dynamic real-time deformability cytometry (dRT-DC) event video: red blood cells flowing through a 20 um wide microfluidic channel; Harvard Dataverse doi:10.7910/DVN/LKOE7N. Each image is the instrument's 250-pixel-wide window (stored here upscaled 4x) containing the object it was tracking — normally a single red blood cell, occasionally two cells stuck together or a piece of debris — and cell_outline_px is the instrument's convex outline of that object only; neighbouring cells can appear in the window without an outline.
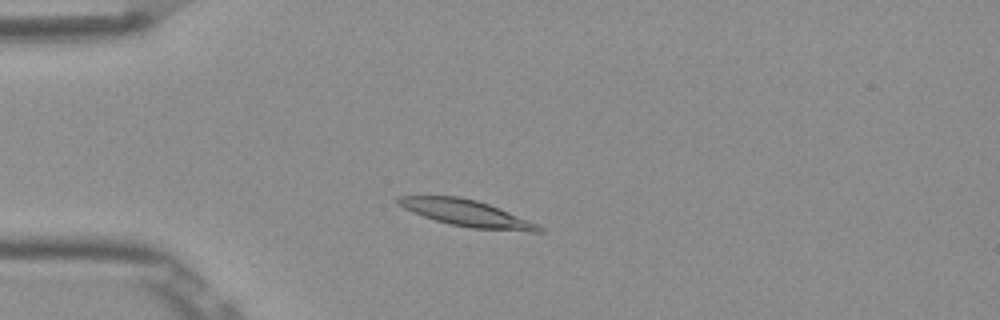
{"species": "Egyptian fruit bat (a non-hibernating species)", "species_latin": "Rousettus aegyptiacus", "temperature_condition": "room temperature", "stored_images_in_passage": 4, "camera_frame_rate_fps": 3000, "um_per_image_px": 0.085, "frame": {"image": 1, "passage_image": 3, "time_ms": 0.667, "image_size_px": [1000, 320], "cell_outline_px": [[544, 232], [528, 232], [472, 228], [448, 224], [424, 216], [404, 208], [396, 200], [396, 196], [460, 196], [476, 200], [500, 208], [540, 224], [544, 228]], "centroid_in_image_um": [39.76, 18.14], "position_along_channel_um": 45.2, "area_um2": 21.79}}